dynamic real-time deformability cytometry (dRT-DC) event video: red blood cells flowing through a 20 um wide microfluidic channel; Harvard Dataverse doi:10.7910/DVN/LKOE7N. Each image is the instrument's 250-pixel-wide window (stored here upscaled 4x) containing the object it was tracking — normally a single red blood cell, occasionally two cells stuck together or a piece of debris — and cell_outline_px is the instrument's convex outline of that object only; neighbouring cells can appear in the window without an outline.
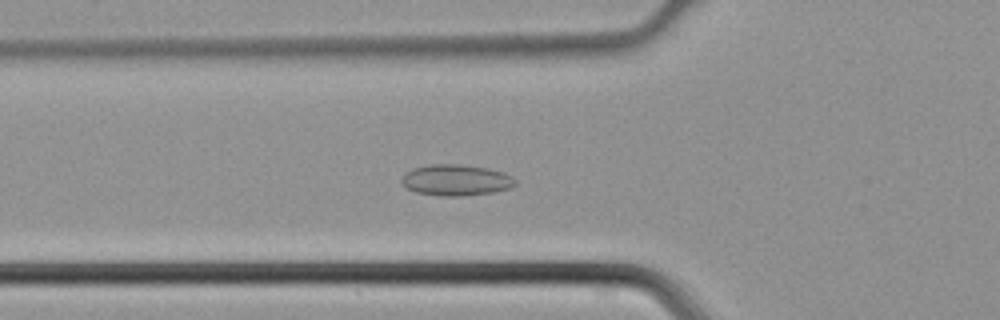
{"species": "common noctule bat (a hibernating species)", "species_latin": "Nyctalus noctula", "temperature_condition": "cold", "stored_images_in_passage": 42, "camera_frame_rate_fps": 3000, "um_per_image_px": 0.085, "animal": {"sex": "male", "body_mass_g": 21.5, "forearm_length_mm": 52.0}, "frame": {"image": 1, "passage_image": 13, "time_ms": 4.0, "image_size_px": [1000, 320], "cell_outline_px": [[516, 184], [512, 188], [492, 192], [464, 196], [440, 196], [416, 192], [408, 188], [400, 180], [404, 172], [412, 168], [432, 164], [456, 164], [488, 168], [504, 172], [512, 176], [516, 180]], "centroid_in_image_um": [38.77, 15.3], "position_along_channel_um": 87.0, "area_um2": 20.75}}
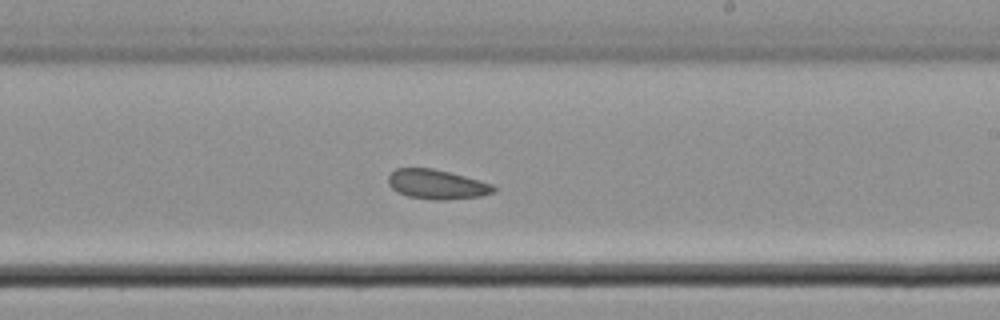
{"frame": {"image": 2, "passage_image": 24, "time_ms": 7.667, "image_size_px": [1000, 320], "cell_outline_px": [[496, 192], [480, 196], [444, 200], [432, 200], [408, 196], [396, 192], [388, 184], [388, 176], [396, 168], [432, 168], [464, 176], [492, 184], [496, 188]], "centroid_in_image_um": [37.11, 15.68], "position_along_channel_um": 251.9, "area_um2": 18.09}}
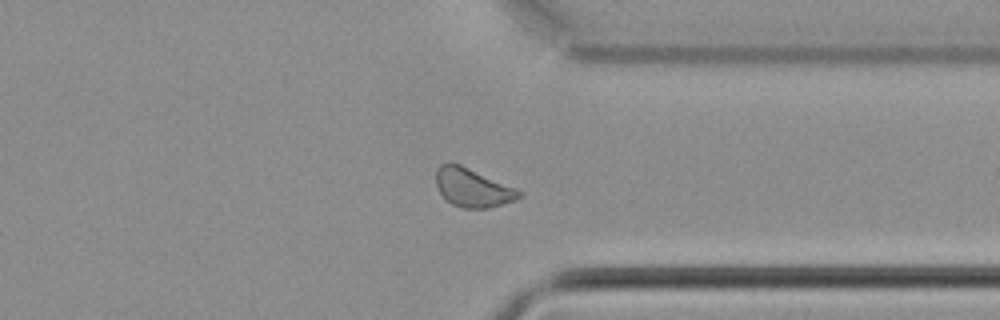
{"frame": {"image": 3, "passage_image": 32, "time_ms": 10.333, "image_size_px": [1000, 320], "cell_outline_px": [[524, 196], [516, 200], [488, 208], [460, 208], [452, 204], [440, 192], [436, 184], [436, 168], [440, 164], [460, 164], [524, 192]], "centroid_in_image_um": [40.2, 15.97], "position_along_channel_um": 371.2, "area_um2": 18.5}}